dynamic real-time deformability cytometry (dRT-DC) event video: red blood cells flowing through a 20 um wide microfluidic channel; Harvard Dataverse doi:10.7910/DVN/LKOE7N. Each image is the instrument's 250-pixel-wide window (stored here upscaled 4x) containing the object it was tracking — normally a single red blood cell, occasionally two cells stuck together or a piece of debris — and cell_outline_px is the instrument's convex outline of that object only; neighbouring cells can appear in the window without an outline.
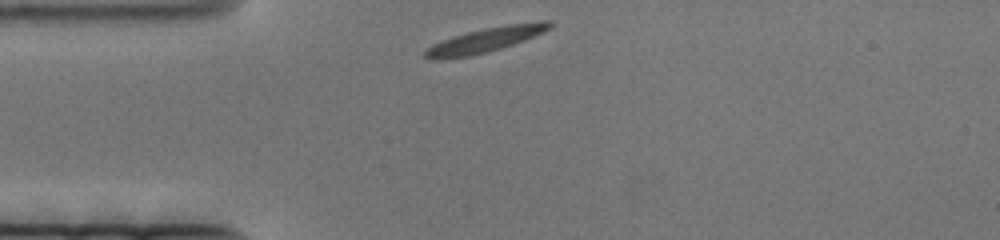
{"species": "human", "species_latin": "Homo sapiens", "temperature_condition": "cold", "stored_images_in_passage": 48, "camera_frame_rate_fps": 3000, "um_per_image_px": 0.085, "donor": {"sex": "female"}, "frame": {"image": 1, "passage_image": 1, "time_ms": 0.0, "image_size_px": [1000, 240], "cell_outline_px": [[552, 28], [544, 32], [524, 40], [488, 52], [468, 56], [440, 60], [428, 60], [424, 56], [424, 52], [432, 44], [452, 36], [484, 28], [508, 24], [540, 20], [552, 20]], "centroid_in_image_um": [41.26, 3.39], "position_along_channel_um": 43.7, "area_um2": 18.03}}
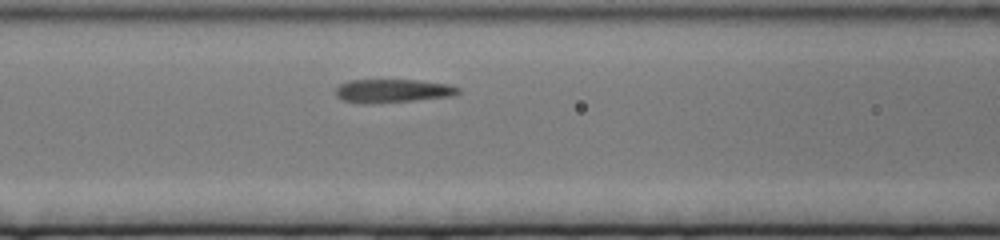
{"frame": {"image": 2, "passage_image": 14, "time_ms": 4.333, "image_size_px": [1000, 240], "cell_outline_px": [[460, 92], [452, 96], [412, 100], [368, 104], [364, 104], [344, 100], [336, 96], [336, 88], [340, 84], [352, 80], [416, 80], [448, 84], [460, 88]], "centroid_in_image_um": [33.37, 7.72], "position_along_channel_um": 133.2, "area_um2": 16.59}}
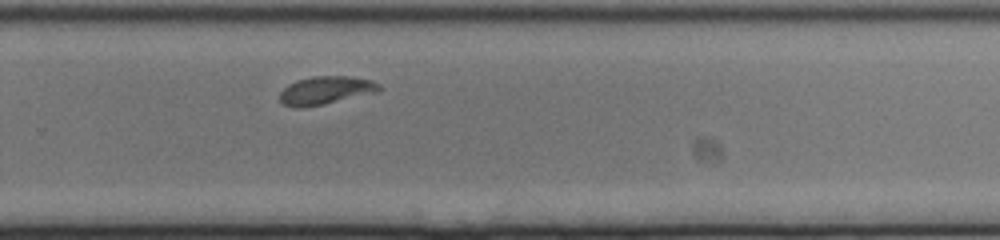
{"frame": {"image": 3, "passage_image": 35, "time_ms": 11.333, "image_size_px": [1000, 240], "cell_outline_px": [[380, 92], [324, 104], [304, 108], [296, 108], [284, 104], [280, 100], [280, 92], [288, 84], [296, 80], [312, 76], [348, 76], [372, 80], [380, 84]], "centroid_in_image_um": [27.7, 7.68], "position_along_channel_um": 302.1, "area_um2": 16.47}}